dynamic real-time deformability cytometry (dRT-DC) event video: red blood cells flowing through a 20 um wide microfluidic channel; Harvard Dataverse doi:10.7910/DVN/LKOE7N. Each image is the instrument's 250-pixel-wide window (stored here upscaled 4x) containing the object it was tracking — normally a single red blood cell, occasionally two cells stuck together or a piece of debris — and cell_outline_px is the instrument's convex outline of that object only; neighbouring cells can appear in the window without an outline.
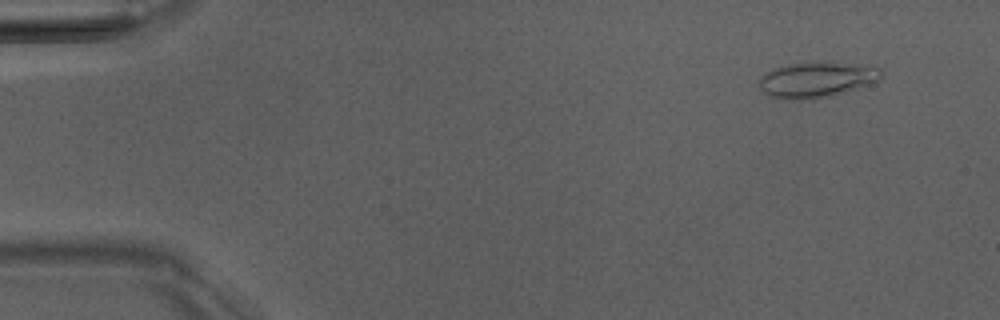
{"species": "Egyptian fruit bat (a non-hibernating species)", "species_latin": "Rousettus aegyptiacus", "temperature_condition": "room temperature", "stored_images_in_passage": 6, "camera_frame_rate_fps": 3000, "um_per_image_px": 0.085, "animal": {"sex": "male"}, "frame": {"image": 1, "passage_image": 1, "time_ms": 0.0, "image_size_px": [1000, 320], "cell_outline_px": [[884, 76], [880, 80], [832, 96], [804, 100], [788, 100], [768, 96], [760, 88], [760, 76], [772, 68], [788, 64], [812, 60], [832, 60], [880, 68], [884, 72]], "centroid_in_image_um": [69.42, 6.74], "position_along_channel_um": 15.6, "area_um2": 26.13}}
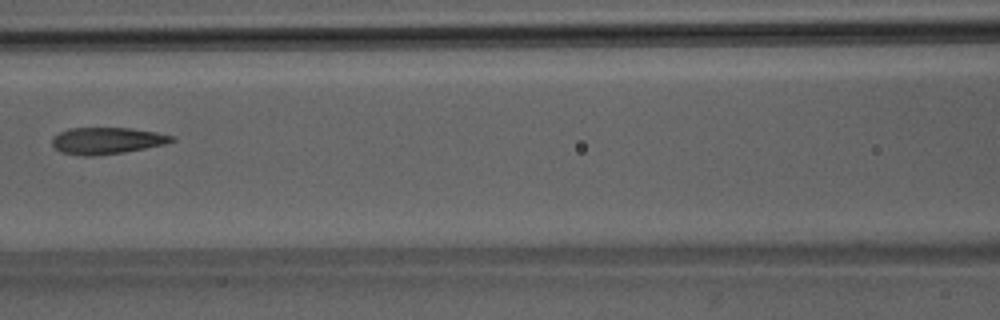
{"frame": {"image": 2, "passage_image": 6, "time_ms": 6.333, "image_size_px": [1000, 320], "cell_outline_px": [[176, 140], [164, 144], [124, 152], [92, 156], [84, 156], [60, 152], [52, 144], [52, 136], [68, 128], [132, 128], [156, 132], [176, 136]], "centroid_in_image_um": [9.08, 11.95], "position_along_channel_um": 157.5, "area_um2": 18.61}}